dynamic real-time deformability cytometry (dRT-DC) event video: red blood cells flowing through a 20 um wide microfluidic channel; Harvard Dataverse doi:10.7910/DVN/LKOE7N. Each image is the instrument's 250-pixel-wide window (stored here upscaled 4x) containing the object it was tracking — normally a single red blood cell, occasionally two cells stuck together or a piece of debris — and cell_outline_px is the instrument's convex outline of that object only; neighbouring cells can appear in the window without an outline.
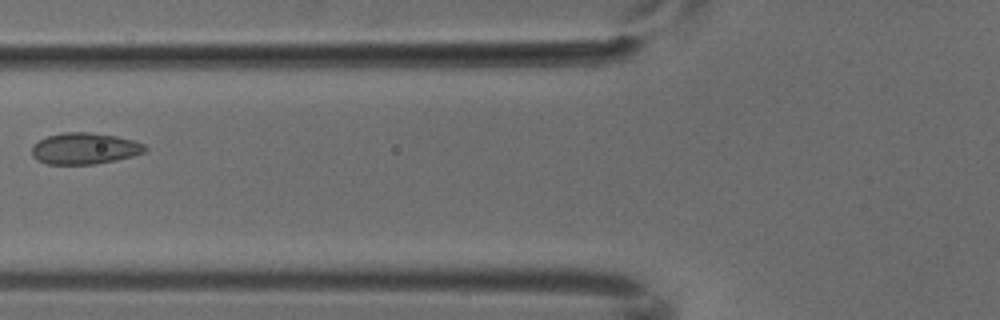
{"species": "common noctule bat (a hibernating species)", "species_latin": "Nyctalus noctula", "temperature_condition": "cold", "stored_images_in_passage": 7, "camera_frame_rate_fps": 3000, "um_per_image_px": 0.085, "animal": {"sex": "male", "body_mass_g": 18.8}, "frame": {"image": 1, "passage_image": 6, "time_ms": 1.667, "image_size_px": [1000, 320], "cell_outline_px": [[148, 148], [144, 152], [132, 156], [116, 160], [96, 164], [48, 164], [36, 160], [32, 156], [32, 148], [40, 140], [48, 136], [64, 132], [88, 132], [116, 136], [132, 140], [144, 144]], "centroid_in_image_um": [7.2, 12.63], "position_along_channel_um": 118.6, "area_um2": 20.58}}
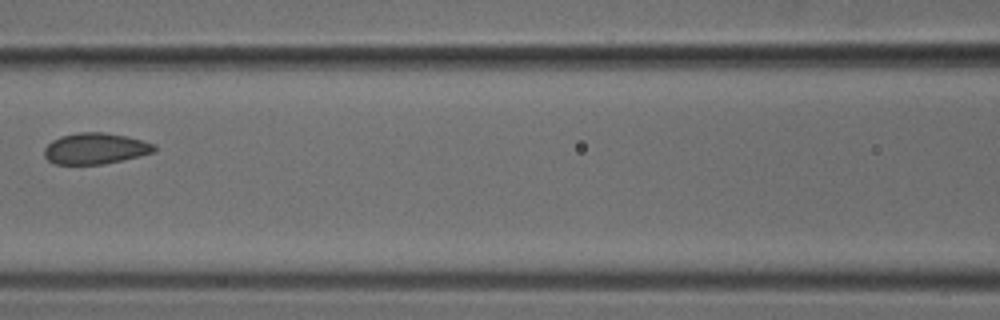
{"frame": {"image": 2, "passage_image": 7, "time_ms": 2.0, "image_size_px": [1000, 320], "cell_outline_px": [[156, 148], [152, 152], [140, 156], [104, 164], [52, 164], [44, 156], [44, 148], [52, 140], [60, 136], [80, 132], [104, 132], [124, 136], [156, 144]], "centroid_in_image_um": [8.07, 12.63], "position_along_channel_um": 158.5, "area_um2": 19.88}}